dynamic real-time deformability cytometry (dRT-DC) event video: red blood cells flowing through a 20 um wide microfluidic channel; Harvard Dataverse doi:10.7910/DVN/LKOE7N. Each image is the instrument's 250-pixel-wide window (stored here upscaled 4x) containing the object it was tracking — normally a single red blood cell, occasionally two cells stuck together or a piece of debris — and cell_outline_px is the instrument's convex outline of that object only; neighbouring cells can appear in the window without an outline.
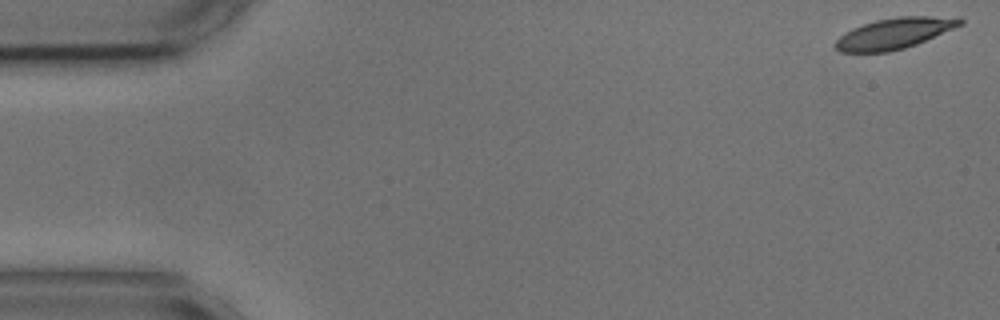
{"species": "common noctule bat (a hibernating species)", "species_latin": "Nyctalus noctula", "temperature_condition": "cold", "stored_images_in_passage": 55, "camera_frame_rate_fps": 3000, "um_per_image_px": 0.085, "animal": {"sex": "male", "body_mass_g": 17.9, "forearm_length_mm": 54.2}, "frame": {"image": 1, "passage_image": 1, "time_ms": 0.0, "image_size_px": [1000, 320], "cell_outline_px": [[964, 24], [916, 44], [904, 48], [888, 52], [840, 52], [832, 44], [844, 32], [852, 28], [876, 20], [900, 16], [960, 16], [964, 20]], "centroid_in_image_um": [76.05, 2.82], "position_along_channel_um": 9.0, "area_um2": 22.6}}
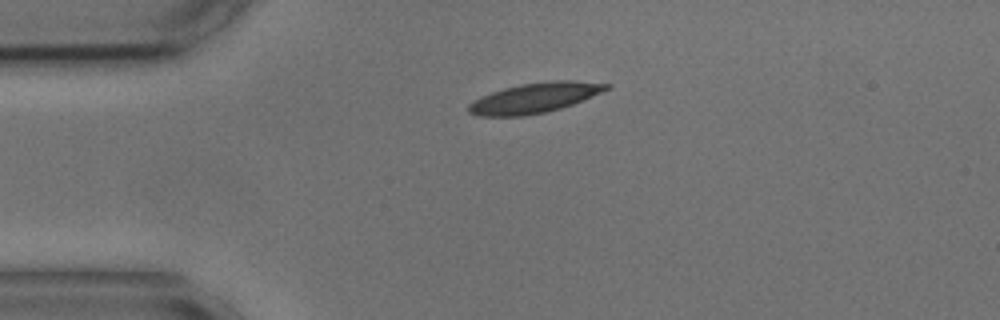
{"frame": {"image": 2, "passage_image": 12, "time_ms": 3.667, "image_size_px": [1000, 320], "cell_outline_px": [[612, 88], [572, 104], [560, 108], [544, 112], [524, 116], [480, 116], [468, 112], [468, 104], [472, 100], [480, 96], [504, 88], [520, 84], [552, 80], [576, 80], [612, 84]], "centroid_in_image_um": [45.45, 8.3], "position_along_channel_um": 39.5, "area_um2": 24.22}}
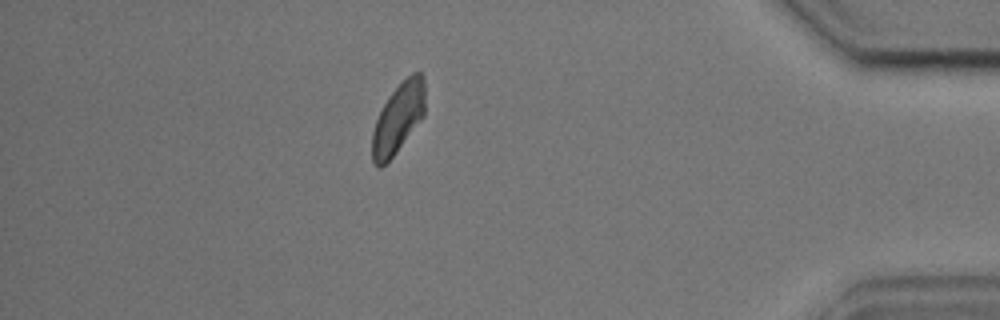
{"frame": {"image": 3, "passage_image": 48, "time_ms": 15.667, "image_size_px": [1000, 320], "cell_outline_px": [[424, 116], [396, 152], [380, 168], [376, 168], [372, 160], [372, 132], [376, 120], [388, 96], [412, 72], [420, 72], [424, 76]], "centroid_in_image_um": [33.84, 10.05], "position_along_channel_um": 401.4, "area_um2": 21.33}, "authors_computed_cell_mechanics": {"area_um2": 22.831, "velocity_mm_per_s": 3.5836, "shape_relaxation_time_tau1_ms": 3.5922, "shape_relaxation_time_tau2_ms": 4.7081, "deformation_change_tau1": 0.1087, "deformation_change_tau2": 0.1069}}